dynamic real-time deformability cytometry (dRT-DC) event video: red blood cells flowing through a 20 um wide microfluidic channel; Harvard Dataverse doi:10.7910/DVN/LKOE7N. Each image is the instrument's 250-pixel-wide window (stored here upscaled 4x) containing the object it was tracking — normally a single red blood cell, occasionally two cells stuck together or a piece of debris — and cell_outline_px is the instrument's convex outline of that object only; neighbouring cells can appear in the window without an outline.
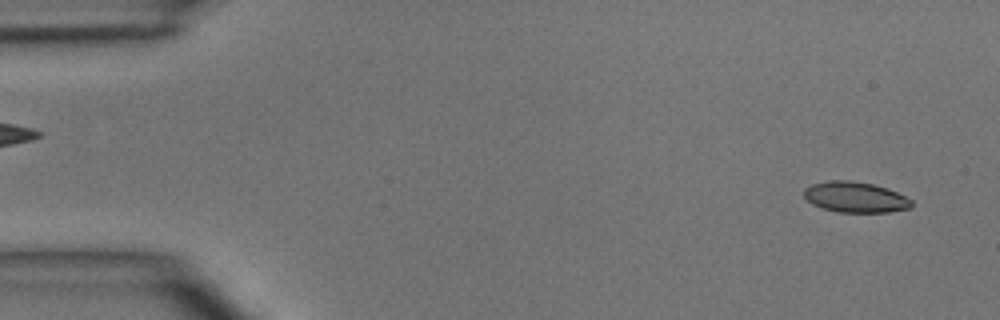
{"species": "common noctule bat (a hibernating species)", "species_latin": "Nyctalus noctula", "temperature_condition": "room temperature", "stored_images_in_passage": 4, "camera_frame_rate_fps": 3000, "um_per_image_px": 0.085, "animal": {"sex": "male", "body_mass_g": 15.6}, "frame": {"image": 1, "passage_image": 1, "time_ms": 0.0, "image_size_px": [1000, 320], "cell_outline_px": [[912, 208], [888, 212], [836, 212], [812, 204], [804, 196], [804, 188], [812, 184], [828, 180], [852, 180], [872, 184], [888, 188], [912, 200]], "centroid_in_image_um": [72.7, 16.75], "position_along_channel_um": 12.3, "area_um2": 19.25}}
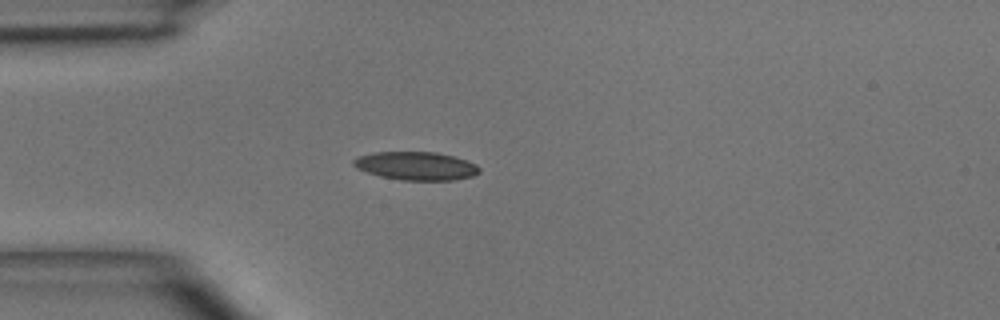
{"frame": {"image": 2, "passage_image": 4, "time_ms": 3.333, "image_size_px": [1000, 320], "cell_outline_px": [[480, 172], [472, 176], [456, 180], [400, 180], [380, 176], [356, 168], [352, 164], [352, 160], [356, 156], [376, 152], [436, 152], [452, 156], [476, 164], [480, 168]], "centroid_in_image_um": [35.34, 14.1], "position_along_channel_um": 49.7, "area_um2": 20.75}}